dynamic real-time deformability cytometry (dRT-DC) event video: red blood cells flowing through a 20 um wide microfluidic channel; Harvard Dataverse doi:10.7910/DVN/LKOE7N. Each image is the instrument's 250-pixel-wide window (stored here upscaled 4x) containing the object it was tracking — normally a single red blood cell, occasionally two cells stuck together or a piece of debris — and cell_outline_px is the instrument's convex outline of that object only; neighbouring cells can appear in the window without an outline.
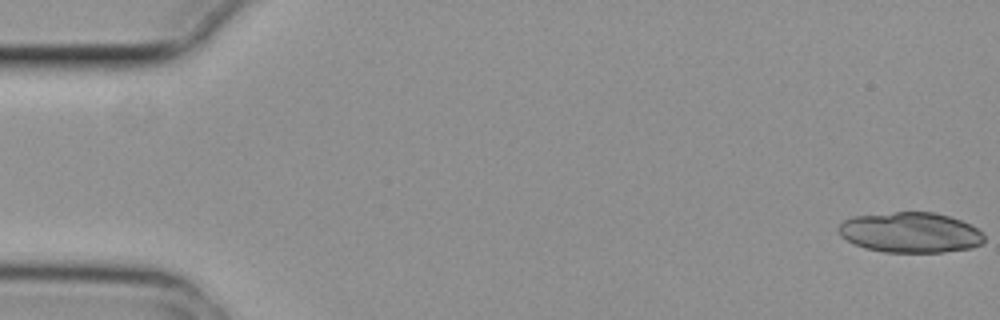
{"species": "common noctule bat (a hibernating species)", "species_latin": "Nyctalus noctula", "temperature_condition": "cold", "stored_images_in_passage": 5, "camera_frame_rate_fps": 3000, "um_per_image_px": 0.085, "animal": {"sex": "female", "body_mass_g": 29.2, "forearm_length_mm": 56.3}, "frame": {"image": 1, "passage_image": 1, "time_ms": 0.0, "image_size_px": [1000, 320], "cell_outline_px": [[984, 240], [980, 244], [972, 248], [944, 252], [884, 252], [864, 248], [840, 236], [840, 224], [844, 220], [852, 216], [896, 212], [936, 212], [960, 220], [984, 232]], "centroid_in_image_um": [77.4, 19.76], "position_along_channel_um": 7.6, "area_um2": 34.16}}